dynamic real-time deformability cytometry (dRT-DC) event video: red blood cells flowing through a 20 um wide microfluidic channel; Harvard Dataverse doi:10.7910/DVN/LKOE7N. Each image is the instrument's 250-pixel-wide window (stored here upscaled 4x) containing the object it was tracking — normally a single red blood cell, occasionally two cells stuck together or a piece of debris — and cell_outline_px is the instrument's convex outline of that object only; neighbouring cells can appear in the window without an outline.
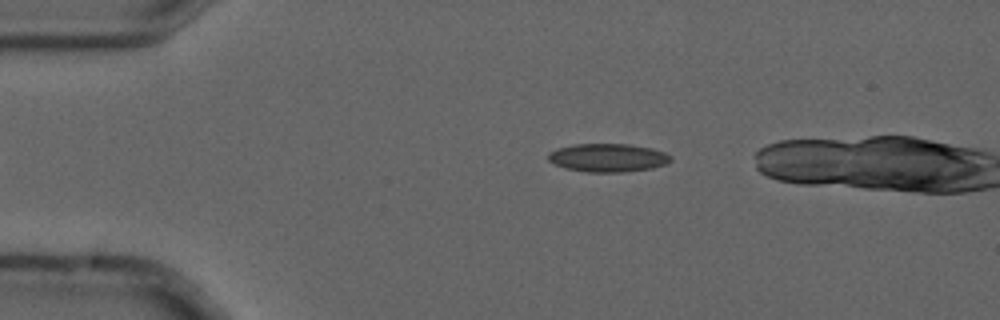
{"species": "common noctule bat (a hibernating species)", "species_latin": "Nyctalus noctula", "temperature_condition": "cold", "stored_images_in_passage": 5, "camera_frame_rate_fps": 3000, "um_per_image_px": 0.085, "animal": {"sex": "male", "forearm_length_mm": 52.5}, "frame": {"image": 1, "passage_image": 5, "time_ms": 1.333, "image_size_px": [1000, 320], "cell_outline_px": [[672, 160], [668, 164], [652, 168], [624, 172], [588, 172], [564, 168], [548, 160], [548, 152], [556, 148], [572, 144], [628, 144], [652, 148], [664, 152], [672, 156]], "centroid_in_image_um": [51.68, 13.4], "position_along_channel_um": 33.3, "area_um2": 20.4}}